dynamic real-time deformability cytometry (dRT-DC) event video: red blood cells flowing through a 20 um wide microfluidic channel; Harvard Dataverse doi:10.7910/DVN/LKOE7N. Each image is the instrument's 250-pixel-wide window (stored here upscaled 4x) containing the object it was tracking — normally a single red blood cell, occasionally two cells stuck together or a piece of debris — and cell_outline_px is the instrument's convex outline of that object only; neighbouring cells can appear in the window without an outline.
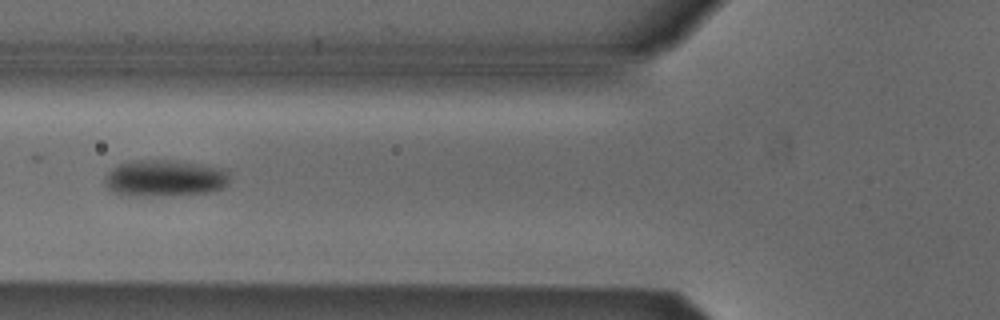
{"species": "Egyptian fruit bat (a non-hibernating species)", "species_latin": "Rousettus aegyptiacus", "temperature_condition": "cold", "stored_images_in_passage": 5, "camera_frame_rate_fps": 3000, "um_per_image_px": 0.085, "animal": {"sex": "male"}, "frame": {"image": 1, "passage_image": 5, "time_ms": 1.333, "image_size_px": [1000, 320], "cell_outline_px": [[228, 184], [224, 188], [208, 192], [148, 196], [132, 196], [112, 192], [104, 184], [104, 180], [108, 172], [112, 168], [120, 164], [140, 160], [172, 160], [220, 168], [228, 172]], "centroid_in_image_um": [13.97, 15.15], "position_along_channel_um": 111.8, "area_um2": 26.3}}